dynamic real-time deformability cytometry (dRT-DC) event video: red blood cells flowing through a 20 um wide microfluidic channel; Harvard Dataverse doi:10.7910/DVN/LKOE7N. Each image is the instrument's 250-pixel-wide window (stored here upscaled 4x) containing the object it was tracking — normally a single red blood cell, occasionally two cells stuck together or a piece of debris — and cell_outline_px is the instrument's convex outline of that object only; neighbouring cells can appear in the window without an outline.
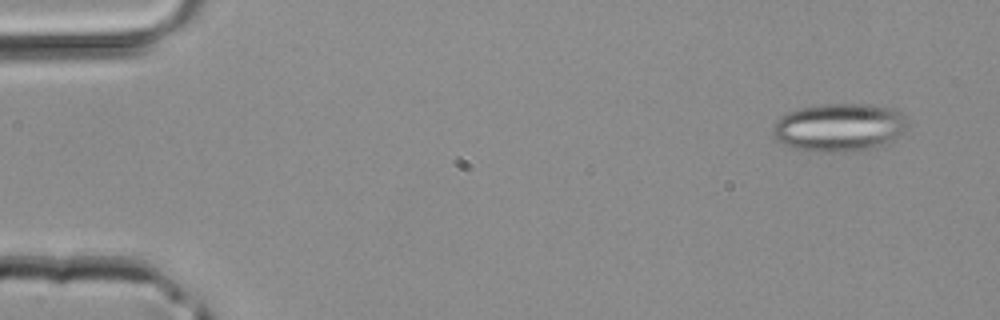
{"species": "common noctule bat (a hibernating species)", "species_latin": "Nyctalus noctula", "temperature_condition": "room temperature", "stored_images_in_passage": 43, "segment_of_instrument_passage": [1, 2], "camera_frame_rate_fps": 3000, "um_per_image_px": 0.085, "animal": {"sex": "male", "body_mass_g": 20.4}, "frame": {"image": 1, "passage_image": 3, "time_ms": 0.667, "image_size_px": [1000, 320], "cell_outline_px": [[912, 124], [904, 132], [888, 144], [864, 152], [820, 152], [796, 148], [784, 144], [776, 140], [772, 136], [772, 124], [780, 116], [788, 112], [800, 108], [820, 104], [868, 104], [892, 108], [900, 112]], "centroid_in_image_um": [71.38, 10.84], "position_along_channel_um": 13.6, "area_um2": 38.78}}